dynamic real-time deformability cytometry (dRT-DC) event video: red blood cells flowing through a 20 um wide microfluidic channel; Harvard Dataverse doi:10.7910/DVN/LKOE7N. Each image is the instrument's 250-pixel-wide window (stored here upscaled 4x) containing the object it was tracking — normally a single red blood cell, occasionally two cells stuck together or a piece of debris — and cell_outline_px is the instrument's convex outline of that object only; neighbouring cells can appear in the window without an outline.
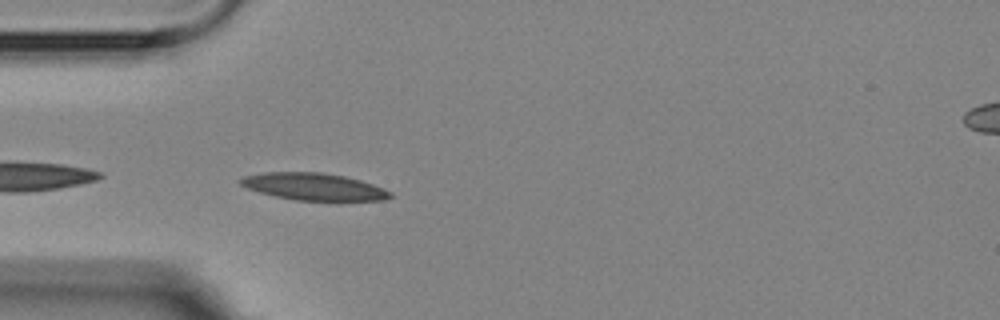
{"species": "Egyptian fruit bat (a non-hibernating species)", "species_latin": "Rousettus aegyptiacus", "temperature_condition": "room temperature", "stored_images_in_passage": 1, "camera_frame_rate_fps": 3000, "um_per_image_px": 0.085, "animal": {"sex": "female"}, "frame": {"image": 1, "passage_image": 1, "time_ms": 0.0, "image_size_px": [1000, 320], "cell_outline_px": [[392, 196], [384, 200], [336, 204], [296, 200], [276, 196], [260, 192], [248, 188], [240, 184], [236, 180], [244, 176], [264, 172], [320, 172], [344, 176], [360, 180], [384, 188], [392, 192]], "centroid_in_image_um": [26.77, 15.92], "position_along_channel_um": 58.2, "area_um2": 24.74}}